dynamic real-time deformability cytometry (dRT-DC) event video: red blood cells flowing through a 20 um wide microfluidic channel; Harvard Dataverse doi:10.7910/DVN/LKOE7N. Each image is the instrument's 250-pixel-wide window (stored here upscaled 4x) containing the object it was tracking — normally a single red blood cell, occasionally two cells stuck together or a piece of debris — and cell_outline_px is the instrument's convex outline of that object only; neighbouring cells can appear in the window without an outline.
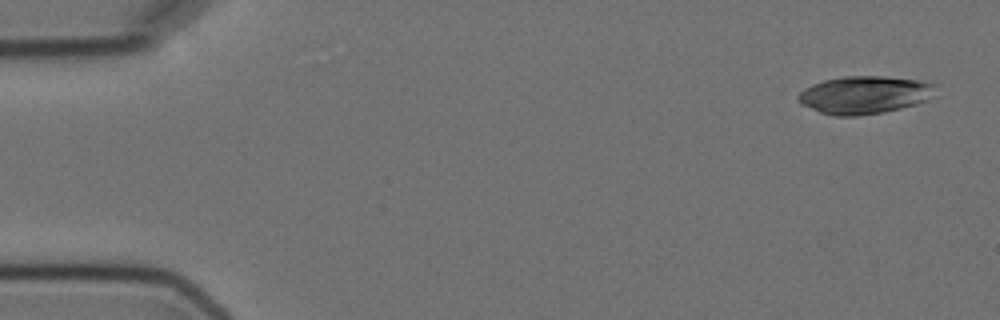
{"species": "Egyptian fruit bat (a non-hibernating species)", "species_latin": "Rousettus aegyptiacus", "temperature_condition": "cold", "stored_images_in_passage": 4, "camera_frame_rate_fps": 3000, "um_per_image_px": 0.085, "animal": {"sex": "female"}, "frame": {"image": 1, "passage_image": 1, "time_ms": 0.0, "image_size_px": [1000, 320], "cell_outline_px": [[940, 96], [916, 104], [884, 112], [860, 116], [832, 116], [820, 112], [800, 104], [796, 100], [796, 96], [804, 88], [812, 84], [824, 80], [844, 76], [884, 76], [932, 80], [940, 84]], "centroid_in_image_um": [73.64, 8.05], "position_along_channel_um": 11.4, "area_um2": 31.56}}
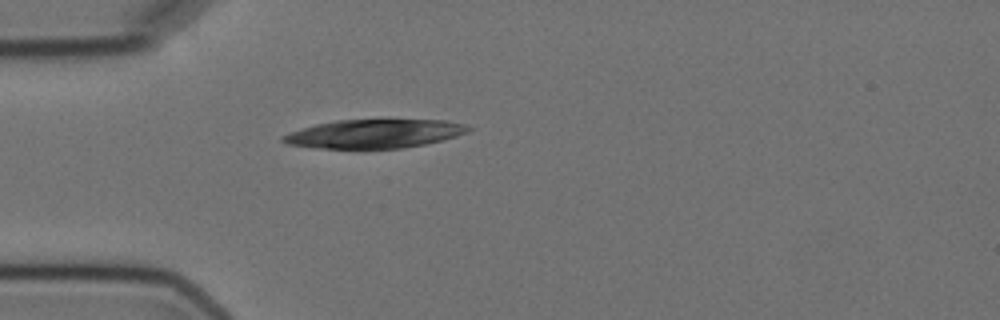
{"frame": {"image": 2, "passage_image": 4, "time_ms": 4.333, "image_size_px": [1000, 320], "cell_outline_px": [[472, 128], [468, 132], [444, 140], [404, 148], [316, 148], [288, 144], [280, 140], [280, 136], [316, 124], [336, 120], [448, 120], [464, 124]], "centroid_in_image_um": [31.85, 11.37], "position_along_channel_um": 53.2, "area_um2": 30.87}}